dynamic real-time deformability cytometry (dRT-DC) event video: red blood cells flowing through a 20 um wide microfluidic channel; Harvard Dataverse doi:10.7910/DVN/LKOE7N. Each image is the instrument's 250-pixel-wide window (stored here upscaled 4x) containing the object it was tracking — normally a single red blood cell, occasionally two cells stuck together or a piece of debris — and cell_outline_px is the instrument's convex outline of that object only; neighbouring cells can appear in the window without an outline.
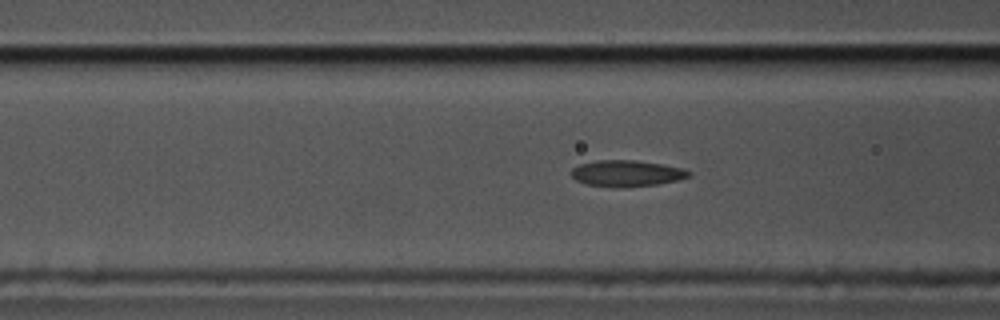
{"species": "common noctule bat (a hibernating species)", "species_latin": "Nyctalus noctula", "temperature_condition": "cold", "stored_images_in_passage": 37, "camera_frame_rate_fps": 3000, "um_per_image_px": 0.085, "animal": {"sex": "male", "body_mass_g": 17.5, "forearm_length_mm": 52.3}, "frame": {"image": 1, "passage_image": 6, "time_ms": 1.667, "image_size_px": [1000, 320], "cell_outline_px": [[688, 176], [676, 180], [656, 184], [588, 184], [576, 180], [572, 176], [572, 168], [580, 164], [596, 160], [636, 160], [664, 164], [684, 168], [688, 172]], "centroid_in_image_um": [53.26, 14.66], "position_along_channel_um": 113.3, "area_um2": 16.82}}
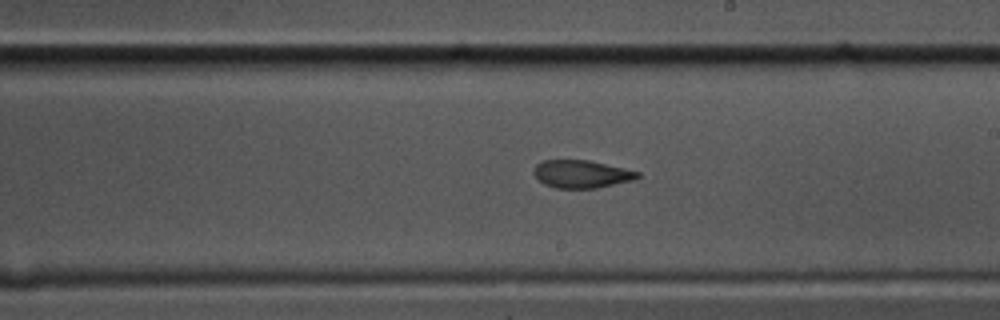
{"frame": {"image": 2, "passage_image": 17, "time_ms": 5.333, "image_size_px": [1000, 320], "cell_outline_px": [[640, 176], [636, 180], [596, 188], [556, 188], [544, 184], [532, 172], [532, 168], [540, 160], [588, 160], [624, 168], [640, 172]], "centroid_in_image_um": [49.42, 14.79], "position_along_channel_um": 239.6, "area_um2": 16.94}}
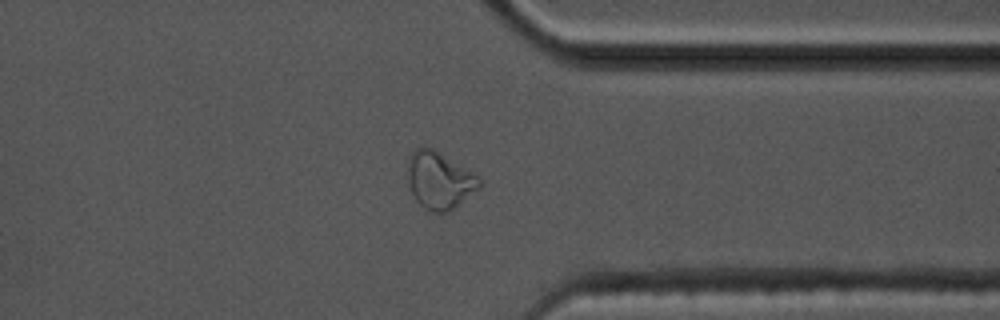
{"frame": {"image": 3, "passage_image": 29, "time_ms": 9.333, "image_size_px": [1000, 320], "cell_outline_px": [[480, 188], [456, 208], [448, 212], [428, 212], [416, 200], [408, 184], [408, 160], [412, 152], [420, 144], [432, 148], [476, 176], [480, 180]], "centroid_in_image_um": [37.32, 15.36], "position_along_channel_um": 374.1, "area_um2": 23.7}, "authors_computed_cell_mechanics": {"area_um2": 17.918, "velocity_mm_per_s": 3.4488, "shape_relaxation_time_tau1_ms": null, "shape_relaxation_time_tau2_ms": 2.0994, "deformation_change_tau1": null, "deformation_change_tau2": 0.085}}